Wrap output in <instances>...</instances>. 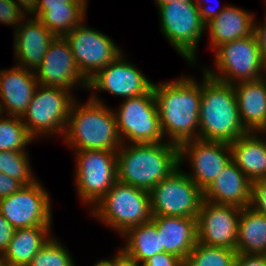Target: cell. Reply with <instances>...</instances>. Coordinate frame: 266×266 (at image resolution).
<instances>
[{
    "instance_id": "bcb514c9",
    "label": "cell",
    "mask_w": 266,
    "mask_h": 266,
    "mask_svg": "<svg viewBox=\"0 0 266 266\" xmlns=\"http://www.w3.org/2000/svg\"><path fill=\"white\" fill-rule=\"evenodd\" d=\"M0 266H11L2 256H0Z\"/></svg>"
},
{
    "instance_id": "74e56055",
    "label": "cell",
    "mask_w": 266,
    "mask_h": 266,
    "mask_svg": "<svg viewBox=\"0 0 266 266\" xmlns=\"http://www.w3.org/2000/svg\"><path fill=\"white\" fill-rule=\"evenodd\" d=\"M234 266H266V255L237 253Z\"/></svg>"
},
{
    "instance_id": "f6af8a7d",
    "label": "cell",
    "mask_w": 266,
    "mask_h": 266,
    "mask_svg": "<svg viewBox=\"0 0 266 266\" xmlns=\"http://www.w3.org/2000/svg\"><path fill=\"white\" fill-rule=\"evenodd\" d=\"M258 132H263V134H266V118L265 121L263 122V124L259 127V129L256 131L257 134H259Z\"/></svg>"
},
{
    "instance_id": "3957f363",
    "label": "cell",
    "mask_w": 266,
    "mask_h": 266,
    "mask_svg": "<svg viewBox=\"0 0 266 266\" xmlns=\"http://www.w3.org/2000/svg\"><path fill=\"white\" fill-rule=\"evenodd\" d=\"M203 78L198 138L230 144L248 133L240 120L234 86L206 73Z\"/></svg>"
},
{
    "instance_id": "ab89813d",
    "label": "cell",
    "mask_w": 266,
    "mask_h": 266,
    "mask_svg": "<svg viewBox=\"0 0 266 266\" xmlns=\"http://www.w3.org/2000/svg\"><path fill=\"white\" fill-rule=\"evenodd\" d=\"M263 26L254 25V33L258 40V45L261 53L262 60L266 66V20Z\"/></svg>"
},
{
    "instance_id": "7bdbcfd3",
    "label": "cell",
    "mask_w": 266,
    "mask_h": 266,
    "mask_svg": "<svg viewBox=\"0 0 266 266\" xmlns=\"http://www.w3.org/2000/svg\"><path fill=\"white\" fill-rule=\"evenodd\" d=\"M112 260L103 259L98 262L94 266H119V253Z\"/></svg>"
},
{
    "instance_id": "8fae6325",
    "label": "cell",
    "mask_w": 266,
    "mask_h": 266,
    "mask_svg": "<svg viewBox=\"0 0 266 266\" xmlns=\"http://www.w3.org/2000/svg\"><path fill=\"white\" fill-rule=\"evenodd\" d=\"M76 155L78 194L96 205L117 181V151L78 150Z\"/></svg>"
},
{
    "instance_id": "ac0fdd59",
    "label": "cell",
    "mask_w": 266,
    "mask_h": 266,
    "mask_svg": "<svg viewBox=\"0 0 266 266\" xmlns=\"http://www.w3.org/2000/svg\"><path fill=\"white\" fill-rule=\"evenodd\" d=\"M39 82L33 70L21 66L0 71V114L22 117ZM8 113V114H7Z\"/></svg>"
},
{
    "instance_id": "e0dca14e",
    "label": "cell",
    "mask_w": 266,
    "mask_h": 266,
    "mask_svg": "<svg viewBox=\"0 0 266 266\" xmlns=\"http://www.w3.org/2000/svg\"><path fill=\"white\" fill-rule=\"evenodd\" d=\"M152 88L153 83L126 62L122 53L88 82V89L107 91L125 99L146 94Z\"/></svg>"
},
{
    "instance_id": "f35d334b",
    "label": "cell",
    "mask_w": 266,
    "mask_h": 266,
    "mask_svg": "<svg viewBox=\"0 0 266 266\" xmlns=\"http://www.w3.org/2000/svg\"><path fill=\"white\" fill-rule=\"evenodd\" d=\"M69 3H87L86 0H39L36 10L32 13L37 18L44 10L50 7L67 6Z\"/></svg>"
},
{
    "instance_id": "4316f807",
    "label": "cell",
    "mask_w": 266,
    "mask_h": 266,
    "mask_svg": "<svg viewBox=\"0 0 266 266\" xmlns=\"http://www.w3.org/2000/svg\"><path fill=\"white\" fill-rule=\"evenodd\" d=\"M128 238L120 253L131 263L143 264L146 260L161 252L160 235L156 224L150 220L139 226L129 228L124 234Z\"/></svg>"
},
{
    "instance_id": "1f68e13d",
    "label": "cell",
    "mask_w": 266,
    "mask_h": 266,
    "mask_svg": "<svg viewBox=\"0 0 266 266\" xmlns=\"http://www.w3.org/2000/svg\"><path fill=\"white\" fill-rule=\"evenodd\" d=\"M28 266H75L68 250L52 237Z\"/></svg>"
},
{
    "instance_id": "b9f144b4",
    "label": "cell",
    "mask_w": 266,
    "mask_h": 266,
    "mask_svg": "<svg viewBox=\"0 0 266 266\" xmlns=\"http://www.w3.org/2000/svg\"><path fill=\"white\" fill-rule=\"evenodd\" d=\"M16 3L19 7L23 8V11L28 12L29 15L32 14L36 8L39 0H17Z\"/></svg>"
},
{
    "instance_id": "7c38bea8",
    "label": "cell",
    "mask_w": 266,
    "mask_h": 266,
    "mask_svg": "<svg viewBox=\"0 0 266 266\" xmlns=\"http://www.w3.org/2000/svg\"><path fill=\"white\" fill-rule=\"evenodd\" d=\"M84 24L83 21L64 37L79 71L89 81L122 52L110 37Z\"/></svg>"
},
{
    "instance_id": "d590c367",
    "label": "cell",
    "mask_w": 266,
    "mask_h": 266,
    "mask_svg": "<svg viewBox=\"0 0 266 266\" xmlns=\"http://www.w3.org/2000/svg\"><path fill=\"white\" fill-rule=\"evenodd\" d=\"M15 228L0 213V256L7 250Z\"/></svg>"
},
{
    "instance_id": "83f0119b",
    "label": "cell",
    "mask_w": 266,
    "mask_h": 266,
    "mask_svg": "<svg viewBox=\"0 0 266 266\" xmlns=\"http://www.w3.org/2000/svg\"><path fill=\"white\" fill-rule=\"evenodd\" d=\"M87 3H69L67 6L50 7L37 19L56 36L64 37L85 21Z\"/></svg>"
},
{
    "instance_id": "44dd1931",
    "label": "cell",
    "mask_w": 266,
    "mask_h": 266,
    "mask_svg": "<svg viewBox=\"0 0 266 266\" xmlns=\"http://www.w3.org/2000/svg\"><path fill=\"white\" fill-rule=\"evenodd\" d=\"M152 221L160 235L161 252L185 261L197 243V218L156 216Z\"/></svg>"
},
{
    "instance_id": "60d3db41",
    "label": "cell",
    "mask_w": 266,
    "mask_h": 266,
    "mask_svg": "<svg viewBox=\"0 0 266 266\" xmlns=\"http://www.w3.org/2000/svg\"><path fill=\"white\" fill-rule=\"evenodd\" d=\"M203 2H205V1L204 0H196L195 4L199 8V13H200V17H201L202 21L206 24L211 19L218 16L223 11L224 7L218 11H215L213 9H210L208 7L206 8L205 6H203L204 5Z\"/></svg>"
},
{
    "instance_id": "6da1fadb",
    "label": "cell",
    "mask_w": 266,
    "mask_h": 266,
    "mask_svg": "<svg viewBox=\"0 0 266 266\" xmlns=\"http://www.w3.org/2000/svg\"><path fill=\"white\" fill-rule=\"evenodd\" d=\"M153 92L163 135L168 134L171 143L177 146L198 138L201 83L181 77L172 82L153 84Z\"/></svg>"
},
{
    "instance_id": "603a6c76",
    "label": "cell",
    "mask_w": 266,
    "mask_h": 266,
    "mask_svg": "<svg viewBox=\"0 0 266 266\" xmlns=\"http://www.w3.org/2000/svg\"><path fill=\"white\" fill-rule=\"evenodd\" d=\"M240 120L248 132H256L266 118L265 78L243 81L233 85Z\"/></svg>"
},
{
    "instance_id": "5bb4252c",
    "label": "cell",
    "mask_w": 266,
    "mask_h": 266,
    "mask_svg": "<svg viewBox=\"0 0 266 266\" xmlns=\"http://www.w3.org/2000/svg\"><path fill=\"white\" fill-rule=\"evenodd\" d=\"M242 208L203 200L197 216V241L236 250Z\"/></svg>"
},
{
    "instance_id": "52a82bcc",
    "label": "cell",
    "mask_w": 266,
    "mask_h": 266,
    "mask_svg": "<svg viewBox=\"0 0 266 266\" xmlns=\"http://www.w3.org/2000/svg\"><path fill=\"white\" fill-rule=\"evenodd\" d=\"M152 217L197 218L203 190L179 167L150 191Z\"/></svg>"
},
{
    "instance_id": "ba28073f",
    "label": "cell",
    "mask_w": 266,
    "mask_h": 266,
    "mask_svg": "<svg viewBox=\"0 0 266 266\" xmlns=\"http://www.w3.org/2000/svg\"><path fill=\"white\" fill-rule=\"evenodd\" d=\"M70 93L63 88L38 85L26 112L21 117L33 138L38 134H64L75 100Z\"/></svg>"
},
{
    "instance_id": "d6986e66",
    "label": "cell",
    "mask_w": 266,
    "mask_h": 266,
    "mask_svg": "<svg viewBox=\"0 0 266 266\" xmlns=\"http://www.w3.org/2000/svg\"><path fill=\"white\" fill-rule=\"evenodd\" d=\"M203 198L216 204L249 207L252 199V181L231 160L203 191Z\"/></svg>"
},
{
    "instance_id": "9a60e30c",
    "label": "cell",
    "mask_w": 266,
    "mask_h": 266,
    "mask_svg": "<svg viewBox=\"0 0 266 266\" xmlns=\"http://www.w3.org/2000/svg\"><path fill=\"white\" fill-rule=\"evenodd\" d=\"M190 157L193 174L187 175L204 191L231 162L228 143L195 138L179 146V164Z\"/></svg>"
},
{
    "instance_id": "484cf974",
    "label": "cell",
    "mask_w": 266,
    "mask_h": 266,
    "mask_svg": "<svg viewBox=\"0 0 266 266\" xmlns=\"http://www.w3.org/2000/svg\"><path fill=\"white\" fill-rule=\"evenodd\" d=\"M236 251L266 255V216L250 206L242 208L239 214Z\"/></svg>"
},
{
    "instance_id": "30bf717a",
    "label": "cell",
    "mask_w": 266,
    "mask_h": 266,
    "mask_svg": "<svg viewBox=\"0 0 266 266\" xmlns=\"http://www.w3.org/2000/svg\"><path fill=\"white\" fill-rule=\"evenodd\" d=\"M121 140L131 143H159L164 135L153 88L146 94L126 98L115 111Z\"/></svg>"
},
{
    "instance_id": "5b68a950",
    "label": "cell",
    "mask_w": 266,
    "mask_h": 266,
    "mask_svg": "<svg viewBox=\"0 0 266 266\" xmlns=\"http://www.w3.org/2000/svg\"><path fill=\"white\" fill-rule=\"evenodd\" d=\"M93 207H96L92 210L94 217L122 235L129 228L152 220L150 193L120 181Z\"/></svg>"
},
{
    "instance_id": "277c9868",
    "label": "cell",
    "mask_w": 266,
    "mask_h": 266,
    "mask_svg": "<svg viewBox=\"0 0 266 266\" xmlns=\"http://www.w3.org/2000/svg\"><path fill=\"white\" fill-rule=\"evenodd\" d=\"M74 101L67 126L65 141L76 150L118 151L124 141L118 132L116 117L96 95L82 105Z\"/></svg>"
},
{
    "instance_id": "836d02e7",
    "label": "cell",
    "mask_w": 266,
    "mask_h": 266,
    "mask_svg": "<svg viewBox=\"0 0 266 266\" xmlns=\"http://www.w3.org/2000/svg\"><path fill=\"white\" fill-rule=\"evenodd\" d=\"M250 207L266 216V179L252 182V199Z\"/></svg>"
},
{
    "instance_id": "cb8c5ba5",
    "label": "cell",
    "mask_w": 266,
    "mask_h": 266,
    "mask_svg": "<svg viewBox=\"0 0 266 266\" xmlns=\"http://www.w3.org/2000/svg\"><path fill=\"white\" fill-rule=\"evenodd\" d=\"M248 132L229 144L232 161L252 181L266 179V140Z\"/></svg>"
},
{
    "instance_id": "d4e9b609",
    "label": "cell",
    "mask_w": 266,
    "mask_h": 266,
    "mask_svg": "<svg viewBox=\"0 0 266 266\" xmlns=\"http://www.w3.org/2000/svg\"><path fill=\"white\" fill-rule=\"evenodd\" d=\"M51 226H35L14 230L7 250L2 257L11 266H28L32 258L49 241Z\"/></svg>"
},
{
    "instance_id": "ee69618b",
    "label": "cell",
    "mask_w": 266,
    "mask_h": 266,
    "mask_svg": "<svg viewBox=\"0 0 266 266\" xmlns=\"http://www.w3.org/2000/svg\"><path fill=\"white\" fill-rule=\"evenodd\" d=\"M119 266H141L139 264L131 263L119 252Z\"/></svg>"
},
{
    "instance_id": "2e32d148",
    "label": "cell",
    "mask_w": 266,
    "mask_h": 266,
    "mask_svg": "<svg viewBox=\"0 0 266 266\" xmlns=\"http://www.w3.org/2000/svg\"><path fill=\"white\" fill-rule=\"evenodd\" d=\"M34 73L39 84L43 86L59 87L69 91L77 82H82V87L88 88L89 81L79 71L65 37L57 36L53 40Z\"/></svg>"
},
{
    "instance_id": "8d00e7d4",
    "label": "cell",
    "mask_w": 266,
    "mask_h": 266,
    "mask_svg": "<svg viewBox=\"0 0 266 266\" xmlns=\"http://www.w3.org/2000/svg\"><path fill=\"white\" fill-rule=\"evenodd\" d=\"M23 186L21 182L0 172V199L19 191Z\"/></svg>"
},
{
    "instance_id": "9c48e42d",
    "label": "cell",
    "mask_w": 266,
    "mask_h": 266,
    "mask_svg": "<svg viewBox=\"0 0 266 266\" xmlns=\"http://www.w3.org/2000/svg\"><path fill=\"white\" fill-rule=\"evenodd\" d=\"M161 30L182 57L194 64L197 43L205 30L195 2H172L158 6Z\"/></svg>"
},
{
    "instance_id": "4fadbf2b",
    "label": "cell",
    "mask_w": 266,
    "mask_h": 266,
    "mask_svg": "<svg viewBox=\"0 0 266 266\" xmlns=\"http://www.w3.org/2000/svg\"><path fill=\"white\" fill-rule=\"evenodd\" d=\"M38 181L0 199V213L15 228L50 226L51 204Z\"/></svg>"
},
{
    "instance_id": "f546056e",
    "label": "cell",
    "mask_w": 266,
    "mask_h": 266,
    "mask_svg": "<svg viewBox=\"0 0 266 266\" xmlns=\"http://www.w3.org/2000/svg\"><path fill=\"white\" fill-rule=\"evenodd\" d=\"M8 117L0 120V151H25L24 147L34 138L28 133L21 117Z\"/></svg>"
},
{
    "instance_id": "e575fe53",
    "label": "cell",
    "mask_w": 266,
    "mask_h": 266,
    "mask_svg": "<svg viewBox=\"0 0 266 266\" xmlns=\"http://www.w3.org/2000/svg\"><path fill=\"white\" fill-rule=\"evenodd\" d=\"M141 266H184V261L174 254L160 252L146 260Z\"/></svg>"
},
{
    "instance_id": "d6a6232c",
    "label": "cell",
    "mask_w": 266,
    "mask_h": 266,
    "mask_svg": "<svg viewBox=\"0 0 266 266\" xmlns=\"http://www.w3.org/2000/svg\"><path fill=\"white\" fill-rule=\"evenodd\" d=\"M16 3V0H0V22L5 25H16L15 30L27 15Z\"/></svg>"
},
{
    "instance_id": "7a4b0ae2",
    "label": "cell",
    "mask_w": 266,
    "mask_h": 266,
    "mask_svg": "<svg viewBox=\"0 0 266 266\" xmlns=\"http://www.w3.org/2000/svg\"><path fill=\"white\" fill-rule=\"evenodd\" d=\"M130 144L117 151V181L149 192L180 166L179 146L170 141Z\"/></svg>"
},
{
    "instance_id": "7402d4cb",
    "label": "cell",
    "mask_w": 266,
    "mask_h": 266,
    "mask_svg": "<svg viewBox=\"0 0 266 266\" xmlns=\"http://www.w3.org/2000/svg\"><path fill=\"white\" fill-rule=\"evenodd\" d=\"M253 18L252 14L238 7L224 6L223 11L205 25L211 46L216 49L226 42L252 35L255 25Z\"/></svg>"
},
{
    "instance_id": "8992f818",
    "label": "cell",
    "mask_w": 266,
    "mask_h": 266,
    "mask_svg": "<svg viewBox=\"0 0 266 266\" xmlns=\"http://www.w3.org/2000/svg\"><path fill=\"white\" fill-rule=\"evenodd\" d=\"M215 50V65L218 71L214 73L204 69L210 77L232 85L264 78L260 72L265 70L266 73V66L262 60L255 33L226 42Z\"/></svg>"
},
{
    "instance_id": "ffe728a7",
    "label": "cell",
    "mask_w": 266,
    "mask_h": 266,
    "mask_svg": "<svg viewBox=\"0 0 266 266\" xmlns=\"http://www.w3.org/2000/svg\"><path fill=\"white\" fill-rule=\"evenodd\" d=\"M14 53L19 66L35 71L42 62L50 44L57 37L37 18L27 19L15 30Z\"/></svg>"
},
{
    "instance_id": "4dcf8cb0",
    "label": "cell",
    "mask_w": 266,
    "mask_h": 266,
    "mask_svg": "<svg viewBox=\"0 0 266 266\" xmlns=\"http://www.w3.org/2000/svg\"><path fill=\"white\" fill-rule=\"evenodd\" d=\"M26 154L24 151H0V172L16 179L24 186L36 182Z\"/></svg>"
},
{
    "instance_id": "f1b7e54d",
    "label": "cell",
    "mask_w": 266,
    "mask_h": 266,
    "mask_svg": "<svg viewBox=\"0 0 266 266\" xmlns=\"http://www.w3.org/2000/svg\"><path fill=\"white\" fill-rule=\"evenodd\" d=\"M236 255V250L207 246L197 241L184 266H234Z\"/></svg>"
}]
</instances>
